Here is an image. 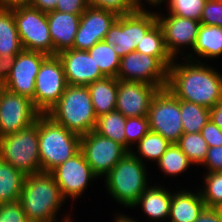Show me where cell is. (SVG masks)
<instances>
[{"instance_id": "obj_24", "label": "cell", "mask_w": 222, "mask_h": 222, "mask_svg": "<svg viewBox=\"0 0 222 222\" xmlns=\"http://www.w3.org/2000/svg\"><path fill=\"white\" fill-rule=\"evenodd\" d=\"M25 177L20 170L0 159V205L19 201Z\"/></svg>"}, {"instance_id": "obj_8", "label": "cell", "mask_w": 222, "mask_h": 222, "mask_svg": "<svg viewBox=\"0 0 222 222\" xmlns=\"http://www.w3.org/2000/svg\"><path fill=\"white\" fill-rule=\"evenodd\" d=\"M23 49L53 56L47 13L27 5L12 9Z\"/></svg>"}, {"instance_id": "obj_23", "label": "cell", "mask_w": 222, "mask_h": 222, "mask_svg": "<svg viewBox=\"0 0 222 222\" xmlns=\"http://www.w3.org/2000/svg\"><path fill=\"white\" fill-rule=\"evenodd\" d=\"M96 117L115 111L117 104L118 79L104 77L87 85Z\"/></svg>"}, {"instance_id": "obj_44", "label": "cell", "mask_w": 222, "mask_h": 222, "mask_svg": "<svg viewBox=\"0 0 222 222\" xmlns=\"http://www.w3.org/2000/svg\"><path fill=\"white\" fill-rule=\"evenodd\" d=\"M16 55L0 56V82L5 83L12 69Z\"/></svg>"}, {"instance_id": "obj_29", "label": "cell", "mask_w": 222, "mask_h": 222, "mask_svg": "<svg viewBox=\"0 0 222 222\" xmlns=\"http://www.w3.org/2000/svg\"><path fill=\"white\" fill-rule=\"evenodd\" d=\"M87 51L93 58L96 66H99L101 73L105 77H117L120 66V57L115 52L114 47L103 40L97 42Z\"/></svg>"}, {"instance_id": "obj_49", "label": "cell", "mask_w": 222, "mask_h": 222, "mask_svg": "<svg viewBox=\"0 0 222 222\" xmlns=\"http://www.w3.org/2000/svg\"><path fill=\"white\" fill-rule=\"evenodd\" d=\"M115 222H137V221L133 220L131 217L129 218L128 216L119 214L115 219Z\"/></svg>"}, {"instance_id": "obj_14", "label": "cell", "mask_w": 222, "mask_h": 222, "mask_svg": "<svg viewBox=\"0 0 222 222\" xmlns=\"http://www.w3.org/2000/svg\"><path fill=\"white\" fill-rule=\"evenodd\" d=\"M48 55L23 49L16 55L5 88L17 95L30 99L34 105L36 76L42 62Z\"/></svg>"}, {"instance_id": "obj_47", "label": "cell", "mask_w": 222, "mask_h": 222, "mask_svg": "<svg viewBox=\"0 0 222 222\" xmlns=\"http://www.w3.org/2000/svg\"><path fill=\"white\" fill-rule=\"evenodd\" d=\"M28 3L29 0H0V9H13Z\"/></svg>"}, {"instance_id": "obj_13", "label": "cell", "mask_w": 222, "mask_h": 222, "mask_svg": "<svg viewBox=\"0 0 222 222\" xmlns=\"http://www.w3.org/2000/svg\"><path fill=\"white\" fill-rule=\"evenodd\" d=\"M40 114L30 99L5 88L0 97V137L29 127Z\"/></svg>"}, {"instance_id": "obj_34", "label": "cell", "mask_w": 222, "mask_h": 222, "mask_svg": "<svg viewBox=\"0 0 222 222\" xmlns=\"http://www.w3.org/2000/svg\"><path fill=\"white\" fill-rule=\"evenodd\" d=\"M205 186L200 190L205 206L222 209V172H207Z\"/></svg>"}, {"instance_id": "obj_19", "label": "cell", "mask_w": 222, "mask_h": 222, "mask_svg": "<svg viewBox=\"0 0 222 222\" xmlns=\"http://www.w3.org/2000/svg\"><path fill=\"white\" fill-rule=\"evenodd\" d=\"M68 85L87 86L105 76L87 50L67 49L57 54Z\"/></svg>"}, {"instance_id": "obj_18", "label": "cell", "mask_w": 222, "mask_h": 222, "mask_svg": "<svg viewBox=\"0 0 222 222\" xmlns=\"http://www.w3.org/2000/svg\"><path fill=\"white\" fill-rule=\"evenodd\" d=\"M157 22L162 27L164 33L165 44L168 52L174 60L180 46H190L193 47L196 43L198 30L201 25L200 21L182 18L176 15L169 14L167 17L156 12ZM179 48V49H178Z\"/></svg>"}, {"instance_id": "obj_25", "label": "cell", "mask_w": 222, "mask_h": 222, "mask_svg": "<svg viewBox=\"0 0 222 222\" xmlns=\"http://www.w3.org/2000/svg\"><path fill=\"white\" fill-rule=\"evenodd\" d=\"M135 51L158 58L167 68L174 62L167 50L164 33L158 22L142 37Z\"/></svg>"}, {"instance_id": "obj_9", "label": "cell", "mask_w": 222, "mask_h": 222, "mask_svg": "<svg viewBox=\"0 0 222 222\" xmlns=\"http://www.w3.org/2000/svg\"><path fill=\"white\" fill-rule=\"evenodd\" d=\"M150 131L170 143H177L183 134L180 100L166 87L159 89L148 111Z\"/></svg>"}, {"instance_id": "obj_12", "label": "cell", "mask_w": 222, "mask_h": 222, "mask_svg": "<svg viewBox=\"0 0 222 222\" xmlns=\"http://www.w3.org/2000/svg\"><path fill=\"white\" fill-rule=\"evenodd\" d=\"M116 78L143 82L162 89L167 86L168 68L156 57L133 51L120 58Z\"/></svg>"}, {"instance_id": "obj_36", "label": "cell", "mask_w": 222, "mask_h": 222, "mask_svg": "<svg viewBox=\"0 0 222 222\" xmlns=\"http://www.w3.org/2000/svg\"><path fill=\"white\" fill-rule=\"evenodd\" d=\"M149 120L147 116L128 117L125 124L126 149L130 152L129 146L137 144L148 132Z\"/></svg>"}, {"instance_id": "obj_48", "label": "cell", "mask_w": 222, "mask_h": 222, "mask_svg": "<svg viewBox=\"0 0 222 222\" xmlns=\"http://www.w3.org/2000/svg\"><path fill=\"white\" fill-rule=\"evenodd\" d=\"M132 1L134 2V4L136 5V7H137L138 9H143L142 5L140 4V3H141L140 0H132ZM163 1H164V0H146V2H149V4H151L152 6H153V5H156V6H157V4L159 5V4H161ZM165 1H166V0H165Z\"/></svg>"}, {"instance_id": "obj_39", "label": "cell", "mask_w": 222, "mask_h": 222, "mask_svg": "<svg viewBox=\"0 0 222 222\" xmlns=\"http://www.w3.org/2000/svg\"><path fill=\"white\" fill-rule=\"evenodd\" d=\"M0 222H29L19 201L0 205Z\"/></svg>"}, {"instance_id": "obj_21", "label": "cell", "mask_w": 222, "mask_h": 222, "mask_svg": "<svg viewBox=\"0 0 222 222\" xmlns=\"http://www.w3.org/2000/svg\"><path fill=\"white\" fill-rule=\"evenodd\" d=\"M201 193L187 190L172 194L170 203V222H194L205 208Z\"/></svg>"}, {"instance_id": "obj_40", "label": "cell", "mask_w": 222, "mask_h": 222, "mask_svg": "<svg viewBox=\"0 0 222 222\" xmlns=\"http://www.w3.org/2000/svg\"><path fill=\"white\" fill-rule=\"evenodd\" d=\"M209 148L222 145V130L210 119L200 131Z\"/></svg>"}, {"instance_id": "obj_41", "label": "cell", "mask_w": 222, "mask_h": 222, "mask_svg": "<svg viewBox=\"0 0 222 222\" xmlns=\"http://www.w3.org/2000/svg\"><path fill=\"white\" fill-rule=\"evenodd\" d=\"M208 172H222V145L208 148L203 162Z\"/></svg>"}, {"instance_id": "obj_22", "label": "cell", "mask_w": 222, "mask_h": 222, "mask_svg": "<svg viewBox=\"0 0 222 222\" xmlns=\"http://www.w3.org/2000/svg\"><path fill=\"white\" fill-rule=\"evenodd\" d=\"M171 199L172 193L164 187L148 186L132 207L140 205L144 213L156 222L169 218Z\"/></svg>"}, {"instance_id": "obj_46", "label": "cell", "mask_w": 222, "mask_h": 222, "mask_svg": "<svg viewBox=\"0 0 222 222\" xmlns=\"http://www.w3.org/2000/svg\"><path fill=\"white\" fill-rule=\"evenodd\" d=\"M210 119L222 130V102L210 109Z\"/></svg>"}, {"instance_id": "obj_32", "label": "cell", "mask_w": 222, "mask_h": 222, "mask_svg": "<svg viewBox=\"0 0 222 222\" xmlns=\"http://www.w3.org/2000/svg\"><path fill=\"white\" fill-rule=\"evenodd\" d=\"M157 162L161 171L166 175L181 174L192 164L177 143H171Z\"/></svg>"}, {"instance_id": "obj_27", "label": "cell", "mask_w": 222, "mask_h": 222, "mask_svg": "<svg viewBox=\"0 0 222 222\" xmlns=\"http://www.w3.org/2000/svg\"><path fill=\"white\" fill-rule=\"evenodd\" d=\"M193 52L202 58H216L222 54V28L201 24Z\"/></svg>"}, {"instance_id": "obj_11", "label": "cell", "mask_w": 222, "mask_h": 222, "mask_svg": "<svg viewBox=\"0 0 222 222\" xmlns=\"http://www.w3.org/2000/svg\"><path fill=\"white\" fill-rule=\"evenodd\" d=\"M80 151L97 176H106L129 151L94 130L81 136Z\"/></svg>"}, {"instance_id": "obj_37", "label": "cell", "mask_w": 222, "mask_h": 222, "mask_svg": "<svg viewBox=\"0 0 222 222\" xmlns=\"http://www.w3.org/2000/svg\"><path fill=\"white\" fill-rule=\"evenodd\" d=\"M87 5L110 11L117 16L129 15L138 9L132 0H87Z\"/></svg>"}, {"instance_id": "obj_28", "label": "cell", "mask_w": 222, "mask_h": 222, "mask_svg": "<svg viewBox=\"0 0 222 222\" xmlns=\"http://www.w3.org/2000/svg\"><path fill=\"white\" fill-rule=\"evenodd\" d=\"M125 124L126 117L115 110L98 117L94 131L126 148Z\"/></svg>"}, {"instance_id": "obj_50", "label": "cell", "mask_w": 222, "mask_h": 222, "mask_svg": "<svg viewBox=\"0 0 222 222\" xmlns=\"http://www.w3.org/2000/svg\"><path fill=\"white\" fill-rule=\"evenodd\" d=\"M4 90H5V85L3 82H0V97H1Z\"/></svg>"}, {"instance_id": "obj_33", "label": "cell", "mask_w": 222, "mask_h": 222, "mask_svg": "<svg viewBox=\"0 0 222 222\" xmlns=\"http://www.w3.org/2000/svg\"><path fill=\"white\" fill-rule=\"evenodd\" d=\"M170 142L160 134L149 131L138 143L137 150L141 157L155 160L156 162L170 146Z\"/></svg>"}, {"instance_id": "obj_35", "label": "cell", "mask_w": 222, "mask_h": 222, "mask_svg": "<svg viewBox=\"0 0 222 222\" xmlns=\"http://www.w3.org/2000/svg\"><path fill=\"white\" fill-rule=\"evenodd\" d=\"M205 2L206 0H169V14L200 21Z\"/></svg>"}, {"instance_id": "obj_26", "label": "cell", "mask_w": 222, "mask_h": 222, "mask_svg": "<svg viewBox=\"0 0 222 222\" xmlns=\"http://www.w3.org/2000/svg\"><path fill=\"white\" fill-rule=\"evenodd\" d=\"M22 50L12 9H0V56L17 55Z\"/></svg>"}, {"instance_id": "obj_4", "label": "cell", "mask_w": 222, "mask_h": 222, "mask_svg": "<svg viewBox=\"0 0 222 222\" xmlns=\"http://www.w3.org/2000/svg\"><path fill=\"white\" fill-rule=\"evenodd\" d=\"M81 136L67 130L47 114L39 115L41 172H51L80 151Z\"/></svg>"}, {"instance_id": "obj_17", "label": "cell", "mask_w": 222, "mask_h": 222, "mask_svg": "<svg viewBox=\"0 0 222 222\" xmlns=\"http://www.w3.org/2000/svg\"><path fill=\"white\" fill-rule=\"evenodd\" d=\"M118 16L110 11L87 7L80 17L73 48L88 50L97 42L103 41Z\"/></svg>"}, {"instance_id": "obj_5", "label": "cell", "mask_w": 222, "mask_h": 222, "mask_svg": "<svg viewBox=\"0 0 222 222\" xmlns=\"http://www.w3.org/2000/svg\"><path fill=\"white\" fill-rule=\"evenodd\" d=\"M145 167L142 158L131 150L105 176L109 194L120 204L132 207L148 186Z\"/></svg>"}, {"instance_id": "obj_15", "label": "cell", "mask_w": 222, "mask_h": 222, "mask_svg": "<svg viewBox=\"0 0 222 222\" xmlns=\"http://www.w3.org/2000/svg\"><path fill=\"white\" fill-rule=\"evenodd\" d=\"M50 173L65 200L69 197L78 198L85 191L88 182L97 177L81 151L58 165Z\"/></svg>"}, {"instance_id": "obj_7", "label": "cell", "mask_w": 222, "mask_h": 222, "mask_svg": "<svg viewBox=\"0 0 222 222\" xmlns=\"http://www.w3.org/2000/svg\"><path fill=\"white\" fill-rule=\"evenodd\" d=\"M157 22L156 13L137 9L134 13L118 16L105 35L104 41L114 47L122 58L135 51L147 31Z\"/></svg>"}, {"instance_id": "obj_6", "label": "cell", "mask_w": 222, "mask_h": 222, "mask_svg": "<svg viewBox=\"0 0 222 222\" xmlns=\"http://www.w3.org/2000/svg\"><path fill=\"white\" fill-rule=\"evenodd\" d=\"M0 159L25 175L41 172L39 117L29 127L0 137Z\"/></svg>"}, {"instance_id": "obj_38", "label": "cell", "mask_w": 222, "mask_h": 222, "mask_svg": "<svg viewBox=\"0 0 222 222\" xmlns=\"http://www.w3.org/2000/svg\"><path fill=\"white\" fill-rule=\"evenodd\" d=\"M200 23L222 28V0H206Z\"/></svg>"}, {"instance_id": "obj_30", "label": "cell", "mask_w": 222, "mask_h": 222, "mask_svg": "<svg viewBox=\"0 0 222 222\" xmlns=\"http://www.w3.org/2000/svg\"><path fill=\"white\" fill-rule=\"evenodd\" d=\"M183 133H199L210 120V109L180 100Z\"/></svg>"}, {"instance_id": "obj_10", "label": "cell", "mask_w": 222, "mask_h": 222, "mask_svg": "<svg viewBox=\"0 0 222 222\" xmlns=\"http://www.w3.org/2000/svg\"><path fill=\"white\" fill-rule=\"evenodd\" d=\"M67 82L58 56H48L41 64L35 81L34 106L46 114L64 93Z\"/></svg>"}, {"instance_id": "obj_2", "label": "cell", "mask_w": 222, "mask_h": 222, "mask_svg": "<svg viewBox=\"0 0 222 222\" xmlns=\"http://www.w3.org/2000/svg\"><path fill=\"white\" fill-rule=\"evenodd\" d=\"M19 202L29 222H57V212L66 202L50 172L26 175ZM63 222H73L69 216Z\"/></svg>"}, {"instance_id": "obj_45", "label": "cell", "mask_w": 222, "mask_h": 222, "mask_svg": "<svg viewBox=\"0 0 222 222\" xmlns=\"http://www.w3.org/2000/svg\"><path fill=\"white\" fill-rule=\"evenodd\" d=\"M58 1L59 0H29L28 4L37 10L48 13L56 10Z\"/></svg>"}, {"instance_id": "obj_3", "label": "cell", "mask_w": 222, "mask_h": 222, "mask_svg": "<svg viewBox=\"0 0 222 222\" xmlns=\"http://www.w3.org/2000/svg\"><path fill=\"white\" fill-rule=\"evenodd\" d=\"M46 114L79 136L93 131L97 123L87 86L67 85L58 102Z\"/></svg>"}, {"instance_id": "obj_43", "label": "cell", "mask_w": 222, "mask_h": 222, "mask_svg": "<svg viewBox=\"0 0 222 222\" xmlns=\"http://www.w3.org/2000/svg\"><path fill=\"white\" fill-rule=\"evenodd\" d=\"M194 222H222V209L205 207Z\"/></svg>"}, {"instance_id": "obj_42", "label": "cell", "mask_w": 222, "mask_h": 222, "mask_svg": "<svg viewBox=\"0 0 222 222\" xmlns=\"http://www.w3.org/2000/svg\"><path fill=\"white\" fill-rule=\"evenodd\" d=\"M87 7V0H59L56 6V11L71 14H82Z\"/></svg>"}, {"instance_id": "obj_16", "label": "cell", "mask_w": 222, "mask_h": 222, "mask_svg": "<svg viewBox=\"0 0 222 222\" xmlns=\"http://www.w3.org/2000/svg\"><path fill=\"white\" fill-rule=\"evenodd\" d=\"M159 88L143 82L118 80L116 111L124 117L148 116L152 99Z\"/></svg>"}, {"instance_id": "obj_1", "label": "cell", "mask_w": 222, "mask_h": 222, "mask_svg": "<svg viewBox=\"0 0 222 222\" xmlns=\"http://www.w3.org/2000/svg\"><path fill=\"white\" fill-rule=\"evenodd\" d=\"M191 54H187L185 61L188 63L177 64L174 61L168 68L166 88L179 100L211 109L222 102V74L201 62H192L195 57Z\"/></svg>"}, {"instance_id": "obj_31", "label": "cell", "mask_w": 222, "mask_h": 222, "mask_svg": "<svg viewBox=\"0 0 222 222\" xmlns=\"http://www.w3.org/2000/svg\"><path fill=\"white\" fill-rule=\"evenodd\" d=\"M177 145L192 164H203L209 147L200 132L183 133Z\"/></svg>"}, {"instance_id": "obj_20", "label": "cell", "mask_w": 222, "mask_h": 222, "mask_svg": "<svg viewBox=\"0 0 222 222\" xmlns=\"http://www.w3.org/2000/svg\"><path fill=\"white\" fill-rule=\"evenodd\" d=\"M81 15L56 10L47 13L50 37L53 42V56L63 50L73 48Z\"/></svg>"}]
</instances>
